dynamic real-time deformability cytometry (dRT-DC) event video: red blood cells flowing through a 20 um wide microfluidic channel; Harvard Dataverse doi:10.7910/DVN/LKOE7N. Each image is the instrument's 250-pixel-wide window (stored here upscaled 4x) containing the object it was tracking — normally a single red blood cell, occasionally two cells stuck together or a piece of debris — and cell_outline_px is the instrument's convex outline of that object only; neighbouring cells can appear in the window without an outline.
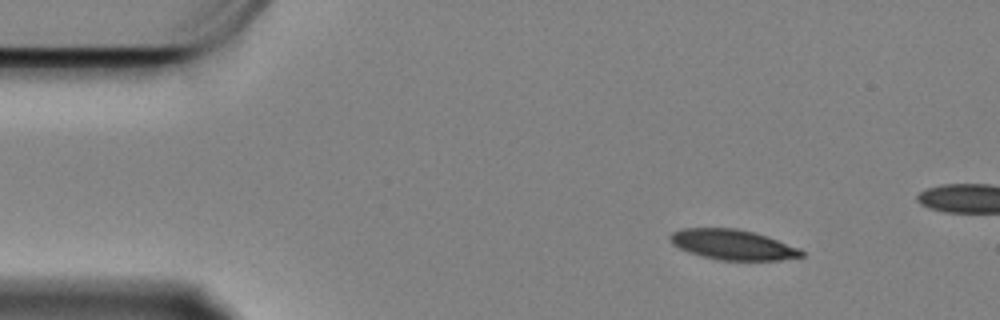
{"species": "Egyptian fruit bat (a non-hibernating species)", "species_latin": "Rousettus aegyptiacus", "temperature_condition": "cold", "stored_images_in_passage": 54, "camera_frame_rate_fps": 3000, "um_per_image_px": 0.085, "animal": {"sex": "female"}, "frame": {"image": 1, "passage_image": 1, "time_ms": 0.0, "image_size_px": [1000, 320], "cell_outline_px": [[804, 256], [780, 260], [720, 260], [700, 256], [688, 252], [672, 244], [668, 236], [672, 232], [680, 228], [736, 228], [768, 236], [800, 248], [804, 252]], "centroid_in_image_um": [62.27, 20.79], "position_along_channel_um": 22.7, "area_um2": 23.24}}
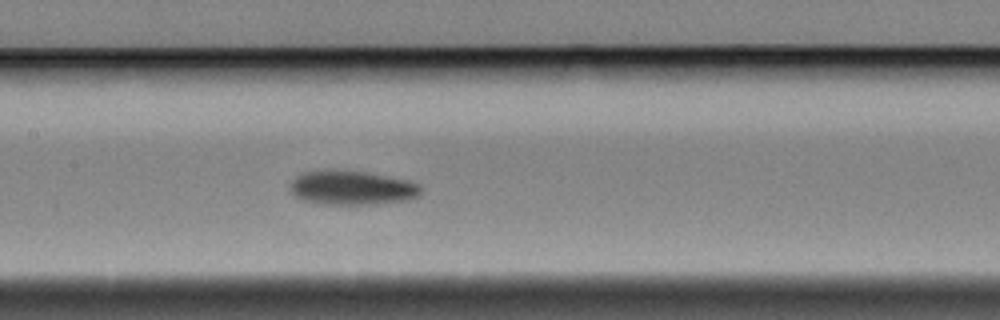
{"frame": {"image": 2, "passage_image": 21, "time_ms": 6.667, "image_size_px": [1000, 320], "cell_outline_px": [[424, 188], [420, 196], [408, 200], [372, 204], [324, 204], [304, 200], [292, 196], [292, 180], [296, 176], [304, 172], [328, 168], [336, 168], [368, 172], [408, 180], [420, 184]], "centroid_in_image_um": [29.95, 15.93], "position_along_channel_um": 177.4, "area_um2": 26.65}}
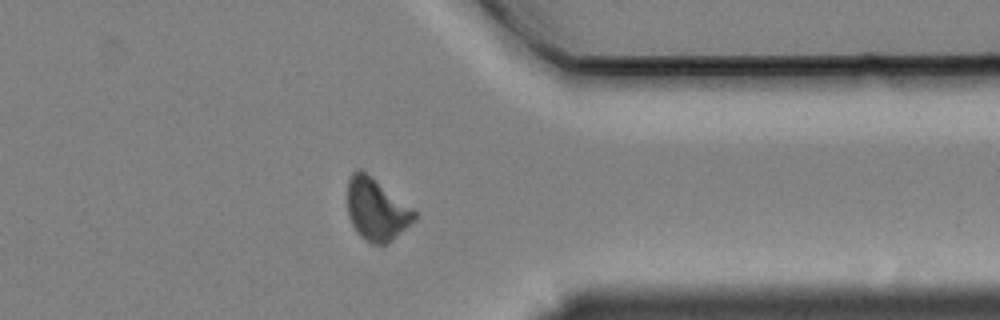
{"frame": {"image": 3, "passage_image": 40, "time_ms": 13.0, "image_size_px": [1000, 320], "cell_outline_px": [[416, 220], [392, 240], [384, 244], [372, 244], [364, 240], [356, 232], [348, 216], [348, 180], [352, 172], [356, 168], [360, 168], [372, 176], [412, 208], [416, 212]], "centroid_in_image_um": [31.98, 17.8], "position_along_channel_um": 379.4, "area_um2": 24.28}, "authors_computed_cell_mechanics": {"area_um2": 25.1719, "velocity_mm_per_s": 3.3212, "shape_relaxation_time_tau1_ms": 5.7272, "shape_relaxation_time_tau2_ms": null, "deformation_change_tau1": 0.1352, "deformation_change_tau2": null}}